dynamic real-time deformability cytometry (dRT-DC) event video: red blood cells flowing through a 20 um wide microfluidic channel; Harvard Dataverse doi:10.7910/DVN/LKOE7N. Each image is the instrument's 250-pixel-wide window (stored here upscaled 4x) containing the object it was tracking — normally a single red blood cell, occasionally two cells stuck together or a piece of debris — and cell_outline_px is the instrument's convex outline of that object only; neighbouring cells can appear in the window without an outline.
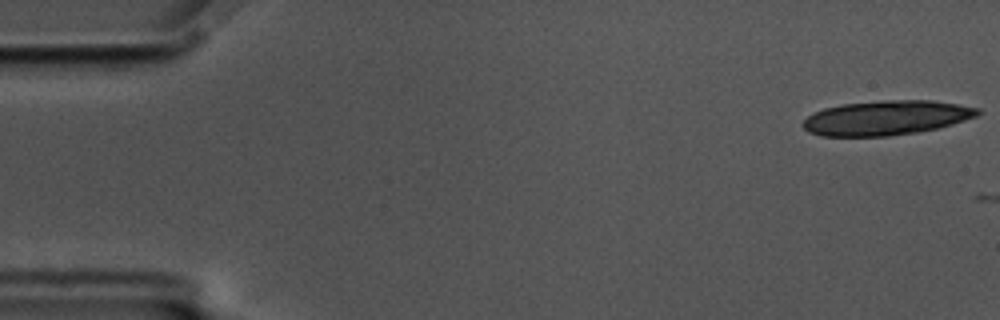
{"species": "common noctule bat (a hibernating species)", "species_latin": "Nyctalus noctula", "temperature_condition": "cold", "stored_images_in_passage": 3, "camera_frame_rate_fps": 3000, "um_per_image_px": 0.085, "animal": {"sex": "male", "body_mass_g": 17.5, "forearm_length_mm": 52.3}, "frame": {"image": 1, "passage_image": 1, "time_ms": 0.0, "image_size_px": [1000, 320], "cell_outline_px": [[984, 112], [976, 116], [952, 124], [936, 128], [916, 132], [888, 136], [820, 136], [808, 132], [800, 124], [808, 116], [824, 108], [840, 104], [884, 100], [932, 100], [980, 108]], "centroid_in_image_um": [75.32, 10.01], "position_along_channel_um": 9.7, "area_um2": 35.2}}